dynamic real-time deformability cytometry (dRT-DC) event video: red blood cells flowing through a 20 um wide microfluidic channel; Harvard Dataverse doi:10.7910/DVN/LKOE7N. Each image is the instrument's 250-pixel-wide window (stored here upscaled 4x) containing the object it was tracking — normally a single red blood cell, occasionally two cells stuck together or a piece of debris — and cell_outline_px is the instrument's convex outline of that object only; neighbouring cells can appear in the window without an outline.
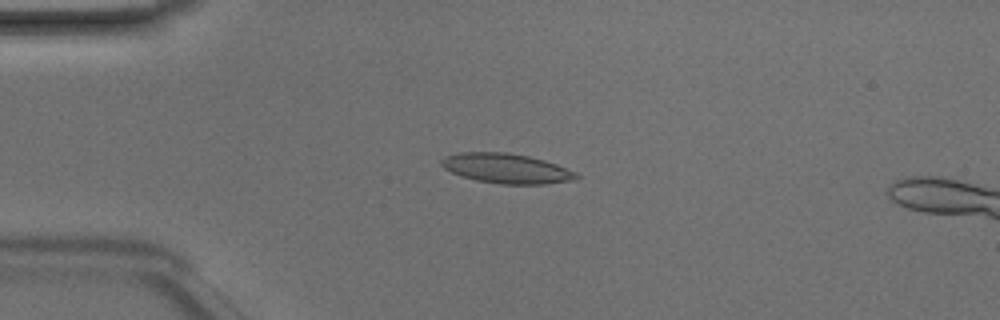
{"species": "Egyptian fruit bat (a non-hibernating species)", "species_latin": "Rousettus aegyptiacus", "temperature_condition": "room temperature", "stored_images_in_passage": 41, "segment_of_instrument_passage": [1, 2], "camera_frame_rate_fps": 3000, "um_per_image_px": 0.085, "animal": {"sex": "male"}, "frame": {"image": 1, "passage_image": 4, "time_ms": 1.0, "image_size_px": [1000, 320], "cell_outline_px": [[580, 176], [576, 180], [544, 184], [500, 184], [476, 180], [452, 172], [444, 168], [440, 164], [440, 160], [448, 156], [460, 152], [504, 152], [528, 156], [544, 160], [556, 164], [576, 172]], "centroid_in_image_um": [43.08, 14.32], "position_along_channel_um": 41.9, "area_um2": 23.29}}
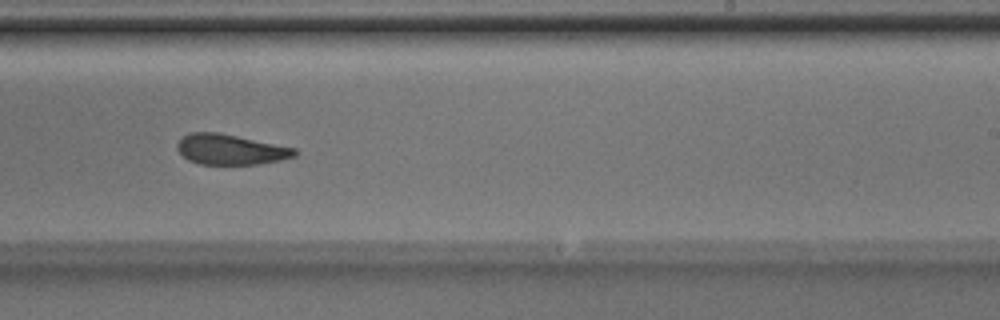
{"frame": {"image": 2, "passage_image": 22, "time_ms": 7.0, "image_size_px": [1000, 320], "cell_outline_px": [[296, 156], [280, 160], [260, 164], [200, 164], [188, 160], [176, 148], [176, 144], [188, 132], [220, 132], [296, 148]], "centroid_in_image_um": [19.59, 12.7], "position_along_channel_um": 269.4, "area_um2": 20.81}}
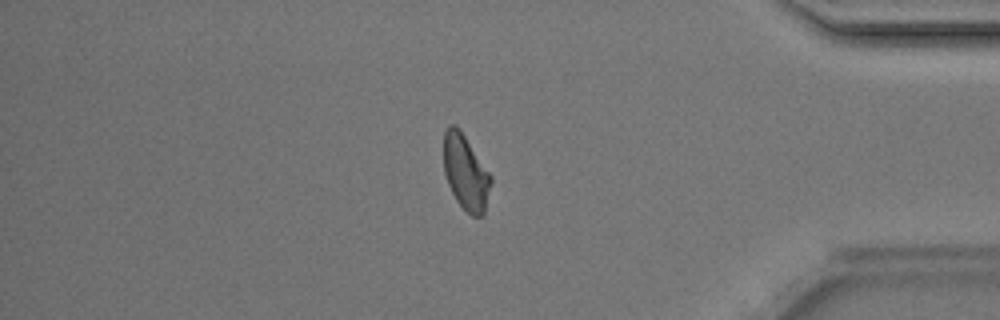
{"frame": {"image": 3, "passage_image": 33, "time_ms": 10.667, "image_size_px": [1000, 320], "cell_outline_px": [[492, 180], [484, 216], [472, 216], [456, 200], [448, 184], [444, 172], [444, 132], [448, 124], [456, 124], [460, 128], [492, 176]], "centroid_in_image_um": [39.59, 14.63], "position_along_channel_um": 395.6, "area_um2": 20.81}}